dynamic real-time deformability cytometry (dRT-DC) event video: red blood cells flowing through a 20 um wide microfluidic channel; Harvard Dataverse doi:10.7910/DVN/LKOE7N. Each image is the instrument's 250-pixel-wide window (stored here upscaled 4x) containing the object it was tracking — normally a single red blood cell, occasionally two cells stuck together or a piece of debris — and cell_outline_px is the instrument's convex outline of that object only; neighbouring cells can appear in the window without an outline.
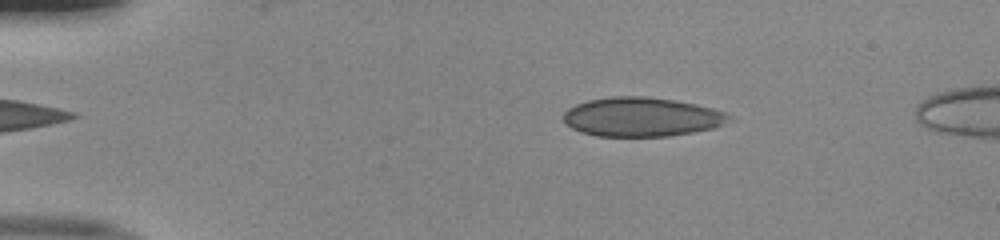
{"species": "human", "species_latin": "Homo sapiens", "temperature_condition": "room temperature", "stored_images_in_passage": 47, "camera_frame_rate_fps": 3000, "um_per_image_px": 0.085, "donor": {"sex": "male"}, "frame": {"image": 1, "passage_image": 6, "time_ms": 1.667, "image_size_px": [1000, 240], "cell_outline_px": [[736, 120], [712, 128], [692, 132], [668, 136], [596, 136], [580, 132], [564, 124], [564, 112], [568, 108], [576, 104], [588, 100], [612, 96], [644, 96], [672, 100], [696, 104], [712, 108], [724, 112], [732, 116]], "centroid_in_image_um": [54.54, 9.94], "position_along_channel_um": 30.5, "area_um2": 37.92}}
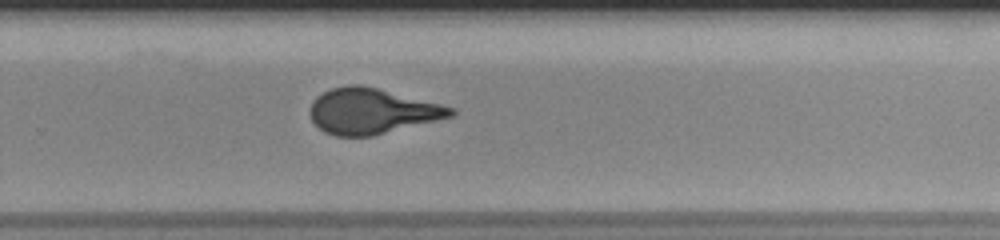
{"frame": {"image": 2, "passage_image": 31, "time_ms": 10.0, "image_size_px": [1000, 240], "cell_outline_px": [[456, 116], [372, 136], [336, 136], [324, 132], [312, 120], [312, 104], [316, 96], [332, 88], [352, 84], [360, 84], [456, 108]], "centroid_in_image_um": [31.65, 9.46], "position_along_channel_um": 298.1, "area_um2": 36.99}}
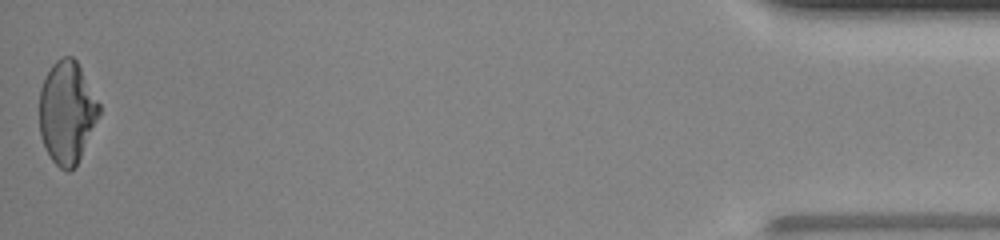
{"frame": {"image": 3, "passage_image": 47, "time_ms": 15.333, "image_size_px": [1000, 240], "cell_outline_px": [[100, 116], [76, 164], [68, 172], [60, 168], [52, 160], [40, 136], [40, 88], [52, 64], [56, 60], [64, 56], [72, 56], [76, 60], [100, 104]], "centroid_in_image_um": [5.69, 9.53], "position_along_channel_um": 429.5, "area_um2": 35.26}}